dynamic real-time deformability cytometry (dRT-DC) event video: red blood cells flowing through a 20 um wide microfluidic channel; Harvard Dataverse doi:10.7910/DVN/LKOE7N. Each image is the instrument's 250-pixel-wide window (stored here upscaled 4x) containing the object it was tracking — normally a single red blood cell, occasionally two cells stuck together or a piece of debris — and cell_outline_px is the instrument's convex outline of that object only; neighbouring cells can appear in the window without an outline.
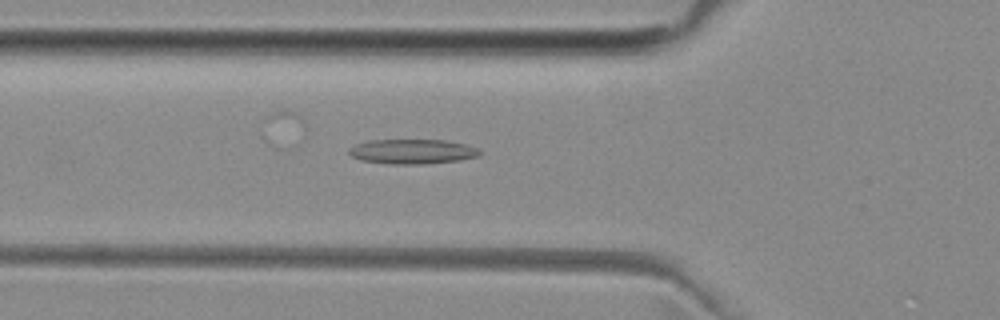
{"species": "common noctule bat (a hibernating species)", "species_latin": "Nyctalus noctula", "temperature_condition": "room temperature", "stored_images_in_passage": 49, "camera_frame_rate_fps": 3000, "um_per_image_px": 0.085, "animal": {"sex": "female", "body_mass_g": 29.2, "forearm_length_mm": 56.3}, "frame": {"image": 1, "passage_image": 18, "time_ms": 5.667, "image_size_px": [1000, 320], "cell_outline_px": [[480, 156], [460, 160], [424, 164], [388, 164], [360, 160], [352, 156], [348, 152], [348, 148], [356, 144], [368, 140], [444, 140], [464, 144], [476, 148], [480, 152]], "centroid_in_image_um": [35.01, 12.88], "position_along_channel_um": 90.8, "area_um2": 18.84}}
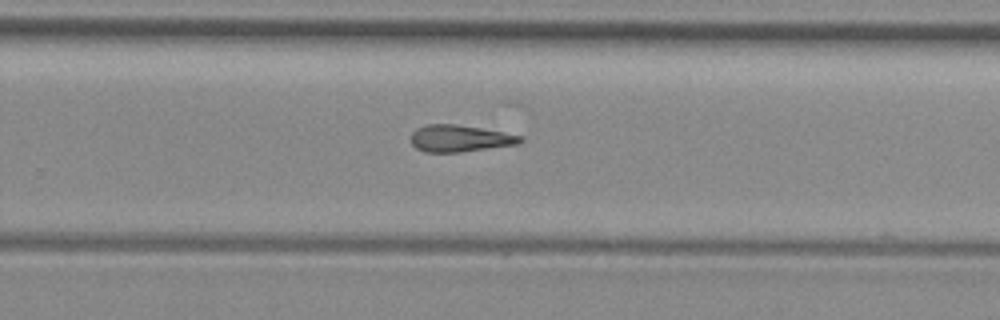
{"frame": {"image": 2, "passage_image": 33, "time_ms": 10.667, "image_size_px": [1000, 320], "cell_outline_px": [[524, 140], [516, 144], [460, 152], [424, 152], [416, 148], [412, 144], [412, 132], [416, 128], [428, 124], [456, 124], [480, 128], [524, 136]], "centroid_in_image_um": [39.07, 11.76], "position_along_channel_um": 290.7, "area_um2": 16.94}}
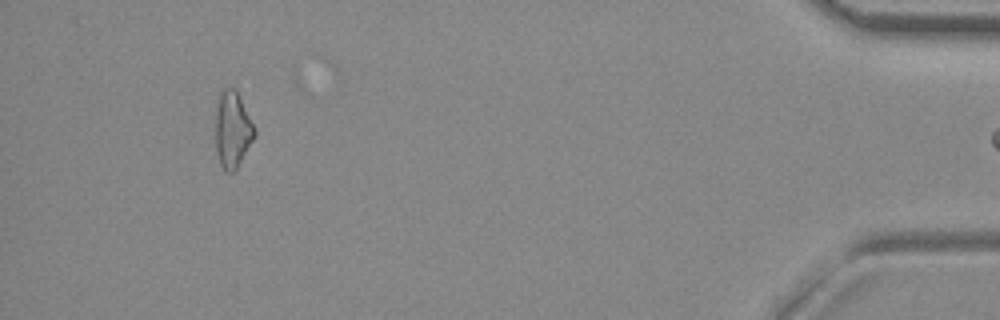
{"frame": {"image": 3, "passage_image": 48, "time_ms": 15.667, "image_size_px": [1000, 320], "cell_outline_px": [[256, 136], [236, 168], [232, 172], [228, 172], [220, 164], [216, 152], [216, 108], [220, 92], [224, 88], [236, 88], [256, 128]], "centroid_in_image_um": [19.78, 10.98], "position_along_channel_um": 415.4, "area_um2": 17.4}}